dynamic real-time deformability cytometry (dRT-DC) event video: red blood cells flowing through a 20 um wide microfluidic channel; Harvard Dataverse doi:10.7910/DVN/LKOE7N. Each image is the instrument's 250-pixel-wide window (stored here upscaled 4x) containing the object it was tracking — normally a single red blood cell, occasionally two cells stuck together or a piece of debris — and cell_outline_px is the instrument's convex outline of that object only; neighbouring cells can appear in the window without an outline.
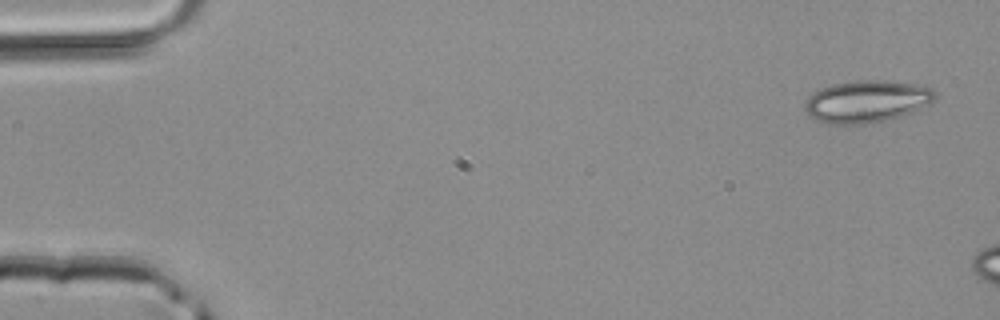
{"species": "common noctule bat (a hibernating species)", "species_latin": "Nyctalus noctula", "temperature_condition": "room temperature", "stored_images_in_passage": 5, "camera_frame_rate_fps": 3000, "um_per_image_px": 0.085, "animal": {"sex": "male", "body_mass_g": 20.4}, "frame": {"image": 1, "passage_image": 5, "time_ms": 1.333, "image_size_px": [1000, 320], "cell_outline_px": [[936, 100], [932, 104], [912, 112], [900, 116], [884, 120], [864, 124], [828, 124], [816, 120], [808, 116], [804, 108], [808, 96], [812, 92], [820, 88], [832, 84], [856, 80], [884, 80], [912, 84], [932, 88], [936, 92]], "centroid_in_image_um": [73.66, 8.62], "position_along_channel_um": 11.3, "area_um2": 32.25}}